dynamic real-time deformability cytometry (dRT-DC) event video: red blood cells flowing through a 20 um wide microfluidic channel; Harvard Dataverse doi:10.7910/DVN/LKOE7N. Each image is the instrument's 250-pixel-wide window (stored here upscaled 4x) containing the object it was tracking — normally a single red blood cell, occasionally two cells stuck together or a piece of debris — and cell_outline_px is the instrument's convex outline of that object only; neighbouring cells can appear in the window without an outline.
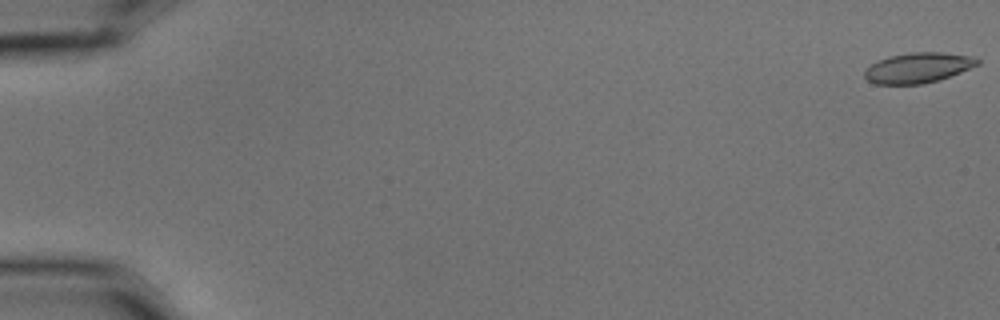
{"species": "common noctule bat (a hibernating species)", "species_latin": "Nyctalus noctula", "temperature_condition": "cold", "stored_images_in_passage": 6, "camera_frame_rate_fps": 3000, "um_per_image_px": 0.085, "animal": {"sex": "male", "body_mass_g": 15.6}, "frame": {"image": 1, "passage_image": 1, "time_ms": 0.0, "image_size_px": [1000, 320], "cell_outline_px": [[980, 64], [960, 72], [924, 84], [876, 84], [868, 80], [864, 76], [864, 72], [872, 64], [888, 56], [912, 52], [940, 52], [976, 56], [980, 60]], "centroid_in_image_um": [78.07, 5.75], "position_along_channel_um": 6.9, "area_um2": 19.77}}